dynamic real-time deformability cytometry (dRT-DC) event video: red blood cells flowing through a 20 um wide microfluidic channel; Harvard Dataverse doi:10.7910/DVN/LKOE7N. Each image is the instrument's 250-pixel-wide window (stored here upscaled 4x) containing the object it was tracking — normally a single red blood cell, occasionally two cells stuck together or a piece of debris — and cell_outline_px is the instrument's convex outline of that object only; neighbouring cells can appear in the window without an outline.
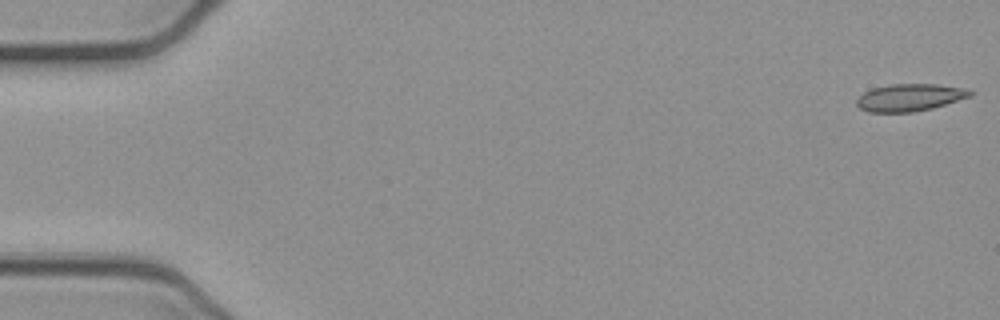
{"species": "common noctule bat (a hibernating species)", "species_latin": "Nyctalus noctula", "temperature_condition": "cold", "stored_images_in_passage": 52, "camera_frame_rate_fps": 3000, "um_per_image_px": 0.085, "animal": {"sex": "female", "body_mass_g": 21.9}, "frame": {"image": 1, "passage_image": 1, "time_ms": 0.0, "image_size_px": [1000, 320], "cell_outline_px": [[976, 92], [972, 96], [932, 108], [912, 112], [868, 112], [860, 108], [856, 104], [856, 100], [864, 92], [872, 88], [888, 84], [936, 84], [964, 88]], "centroid_in_image_um": [77.34, 8.28], "position_along_channel_um": 7.7, "area_um2": 18.09}}
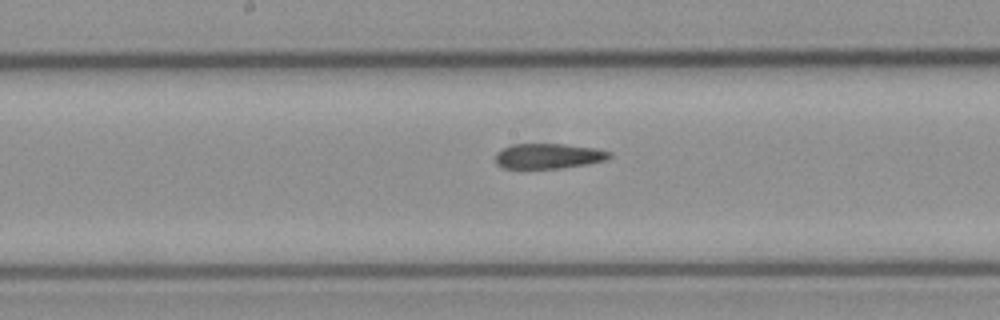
{"frame": {"image": 2, "passage_image": 27, "time_ms": 8.667, "image_size_px": [1000, 320], "cell_outline_px": [[612, 156], [608, 160], [588, 164], [560, 168], [504, 168], [496, 164], [496, 152], [512, 144], [564, 144], [596, 148], [612, 152]], "centroid_in_image_um": [46.66, 13.26], "position_along_channel_um": 201.5, "area_um2": 16.82}}
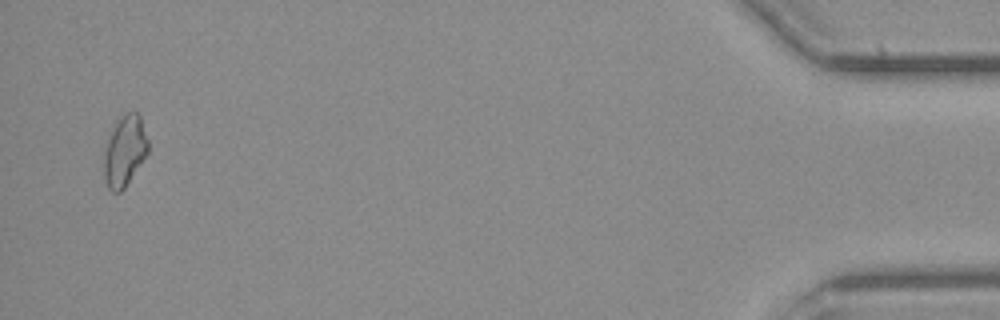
{"frame": {"image": 3, "passage_image": 51, "time_ms": 16.667, "image_size_px": [1000, 320], "cell_outline_px": [[148, 152], [124, 188], [120, 192], [112, 192], [108, 188], [104, 176], [104, 152], [112, 128], [116, 120], [128, 112], [140, 112], [148, 140]], "centroid_in_image_um": [10.6, 12.8], "position_along_channel_um": 424.6, "area_um2": 18.09}, "authors_computed_cell_mechanics": {"area_um2": 17.8891, "velocity_mm_per_s": 3.8991, "shape_relaxation_time_tau1_ms": null, "shape_relaxation_time_tau2_ms": 5.5921, "deformation_change_tau1": null, "deformation_change_tau2": 0.1226}}